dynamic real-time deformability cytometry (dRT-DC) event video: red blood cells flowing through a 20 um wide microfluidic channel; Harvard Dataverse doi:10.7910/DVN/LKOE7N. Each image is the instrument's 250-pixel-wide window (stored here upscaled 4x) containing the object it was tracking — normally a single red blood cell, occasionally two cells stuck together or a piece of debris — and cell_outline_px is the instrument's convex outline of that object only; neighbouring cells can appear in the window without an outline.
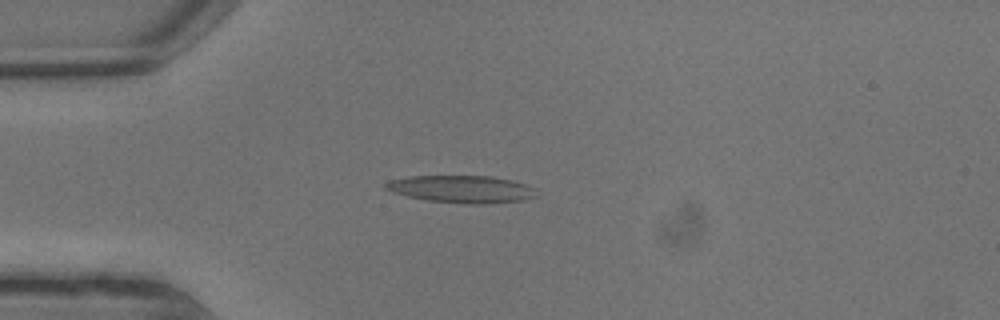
{"species": "common noctule bat (a hibernating species)", "species_latin": "Nyctalus noctula", "temperature_condition": "warm", "stored_images_in_passage": 7, "camera_frame_rate_fps": 3000, "um_per_image_px": 0.085, "animal": {"sex": "male", "body_mass_g": 13.3}, "frame": {"image": 1, "passage_image": 5, "time_ms": 1.333, "image_size_px": [1000, 320], "cell_outline_px": [[536, 196], [524, 200], [480, 204], [464, 204], [428, 200], [408, 196], [392, 192], [384, 188], [384, 184], [388, 180], [408, 176], [492, 176], [512, 180], [528, 184], [536, 188]], "centroid_in_image_um": [39.25, 16.07], "position_along_channel_um": 45.8, "area_um2": 24.22}}
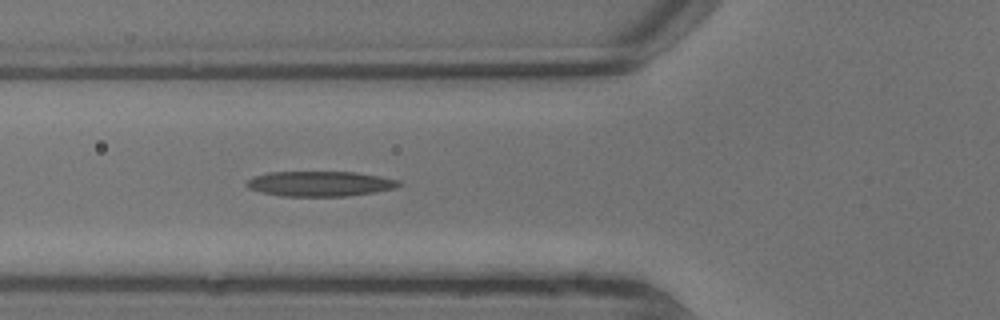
{"frame": {"image": 2, "passage_image": 7, "time_ms": 2.0, "image_size_px": [1000, 320], "cell_outline_px": [[400, 184], [396, 188], [348, 196], [284, 196], [260, 192], [248, 188], [244, 184], [252, 176], [268, 172], [356, 172], [380, 176], [400, 180]], "centroid_in_image_um": [27.17, 15.61], "position_along_channel_um": 98.6, "area_um2": 22.31}}